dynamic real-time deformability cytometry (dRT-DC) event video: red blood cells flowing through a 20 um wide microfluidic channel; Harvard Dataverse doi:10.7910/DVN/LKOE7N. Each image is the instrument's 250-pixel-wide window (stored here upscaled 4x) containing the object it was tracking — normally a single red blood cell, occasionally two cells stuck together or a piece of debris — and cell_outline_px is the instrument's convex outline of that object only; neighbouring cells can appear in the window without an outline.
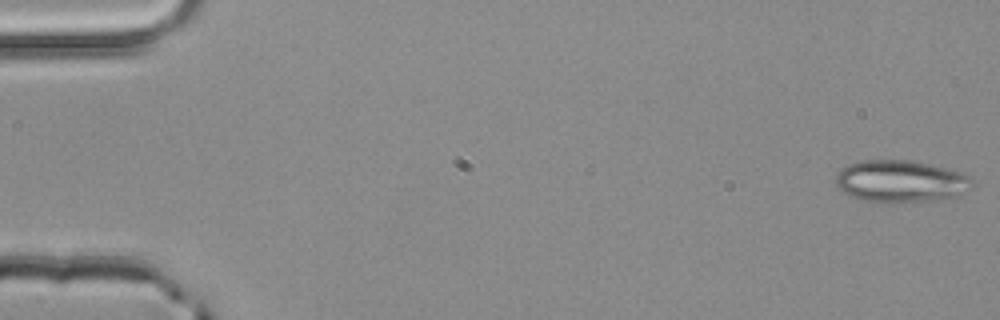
{"species": "common noctule bat (a hibernating species)", "species_latin": "Nyctalus noctula", "temperature_condition": "room temperature", "stored_images_in_passage": 51, "camera_frame_rate_fps": 3000, "um_per_image_px": 0.085, "animal": {"sex": "male", "body_mass_g": 20.4}, "frame": {"image": 1, "passage_image": 1, "time_ms": 0.0, "image_size_px": [1000, 320], "cell_outline_px": [[972, 180], [964, 192], [956, 196], [928, 200], [864, 200], [852, 196], [836, 188], [836, 172], [840, 168], [848, 164], [860, 160], [908, 160], [928, 164], [964, 172], [972, 176]], "centroid_in_image_um": [76.51, 15.35], "position_along_channel_um": 8.5, "area_um2": 32.66}}
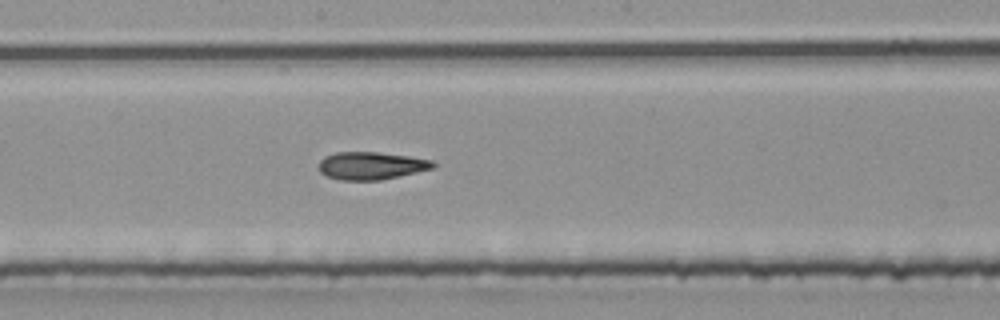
{"frame": {"image": 2, "passage_image": 28, "time_ms": 9.0, "image_size_px": [1000, 320], "cell_outline_px": [[436, 164], [432, 168], [400, 176], [380, 180], [340, 180], [328, 176], [320, 172], [320, 160], [324, 156], [336, 152], [376, 152], [408, 156], [432, 160]], "centroid_in_image_um": [31.54, 14.08], "position_along_channel_um": 216.7, "area_um2": 18.26}}
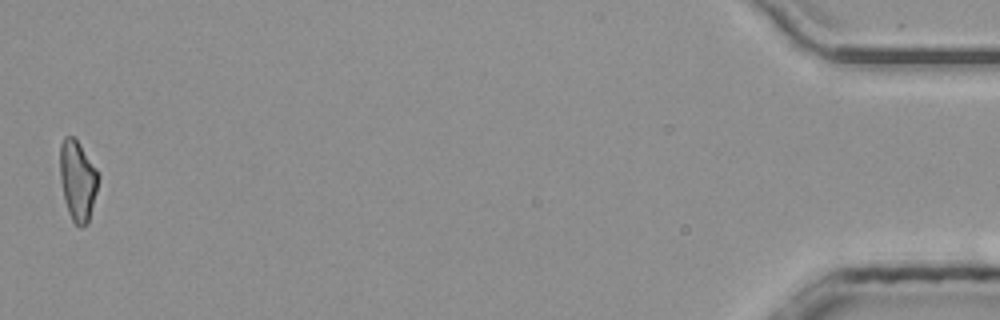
{"frame": {"image": 3, "passage_image": 51, "time_ms": 16.667, "image_size_px": [1000, 320], "cell_outline_px": [[100, 176], [88, 224], [84, 228], [80, 228], [72, 220], [68, 212], [64, 200], [60, 180], [60, 144], [64, 136], [72, 136], [80, 144], [100, 172]], "centroid_in_image_um": [6.61, 15.35], "position_along_channel_um": 428.6, "area_um2": 18.26}, "authors_computed_cell_mechanics": {"area_um2": 18.785, "velocity_mm_per_s": 4.0648, "shape_relaxation_time_tau1_ms": null, "shape_relaxation_time_tau2_ms": 4.1524, "deformation_change_tau1": null, "deformation_change_tau2": 0.1464}}